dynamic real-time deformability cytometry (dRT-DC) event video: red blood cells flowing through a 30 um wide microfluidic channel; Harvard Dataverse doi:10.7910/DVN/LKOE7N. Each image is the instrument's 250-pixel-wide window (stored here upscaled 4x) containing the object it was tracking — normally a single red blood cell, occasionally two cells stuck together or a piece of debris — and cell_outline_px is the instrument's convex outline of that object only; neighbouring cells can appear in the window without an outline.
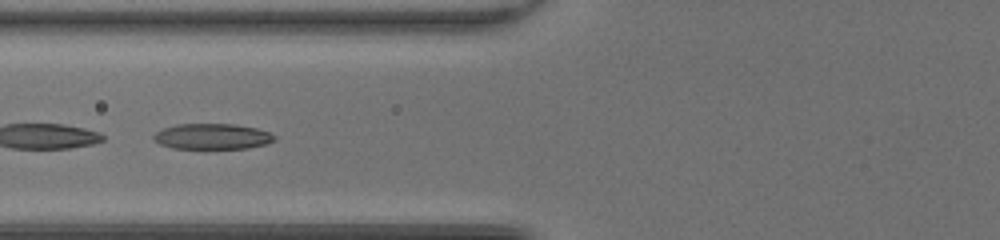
{"species": "common noctule bat (a hibernating species)", "species_latin": "Nyctalus noctula", "temperature_condition": "room temperature", "stored_images_in_passage": 52, "segment_of_instrument_passage": [2, 2], "camera_frame_rate_fps": 3000, "um_per_image_px": 0.085, "animal": {"sex": "female", "body_mass_g": 20.0, "forearm_length_mm": 54.0}, "frame": {"image": 1, "passage_image": 25, "time_ms": 8.0, "image_size_px": [1000, 240], "cell_outline_px": [[276, 140], [264, 144], [248, 148], [172, 148], [160, 144], [152, 140], [152, 136], [156, 132], [164, 128], [176, 124], [236, 124], [256, 128], [268, 132], [276, 136]], "centroid_in_image_um": [18.02, 11.59], "position_along_channel_um": 107.8, "area_um2": 18.03}}
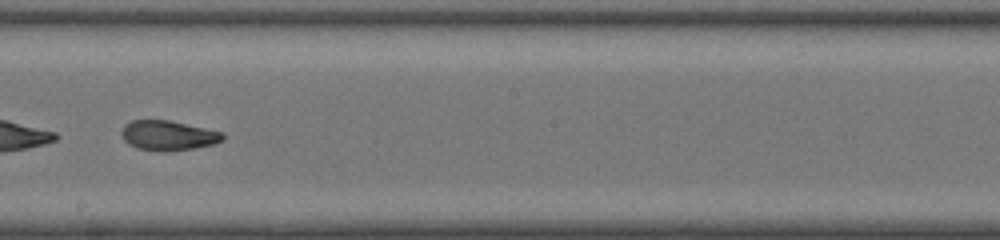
{"frame": {"image": 2, "passage_image": 34, "time_ms": 11.0, "image_size_px": [1000, 240], "cell_outline_px": [[224, 140], [212, 144], [192, 148], [168, 152], [164, 152], [136, 148], [128, 144], [124, 140], [120, 132], [124, 124], [132, 120], [168, 120], [224, 132]], "centroid_in_image_um": [14.26, 11.51], "position_along_channel_um": 233.9, "area_um2": 17.69}}
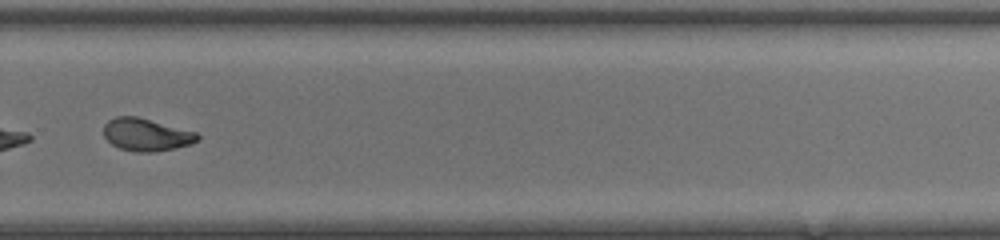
{"frame": {"image": 3, "passage_image": 40, "time_ms": 13.0, "image_size_px": [1000, 240], "cell_outline_px": [[200, 140], [192, 144], [176, 148], [156, 152], [136, 152], [120, 148], [112, 144], [104, 136], [104, 124], [108, 120], [116, 116], [136, 116], [196, 132], [200, 136]], "centroid_in_image_um": [12.45, 11.45], "position_along_channel_um": 317.3, "area_um2": 17.86}}